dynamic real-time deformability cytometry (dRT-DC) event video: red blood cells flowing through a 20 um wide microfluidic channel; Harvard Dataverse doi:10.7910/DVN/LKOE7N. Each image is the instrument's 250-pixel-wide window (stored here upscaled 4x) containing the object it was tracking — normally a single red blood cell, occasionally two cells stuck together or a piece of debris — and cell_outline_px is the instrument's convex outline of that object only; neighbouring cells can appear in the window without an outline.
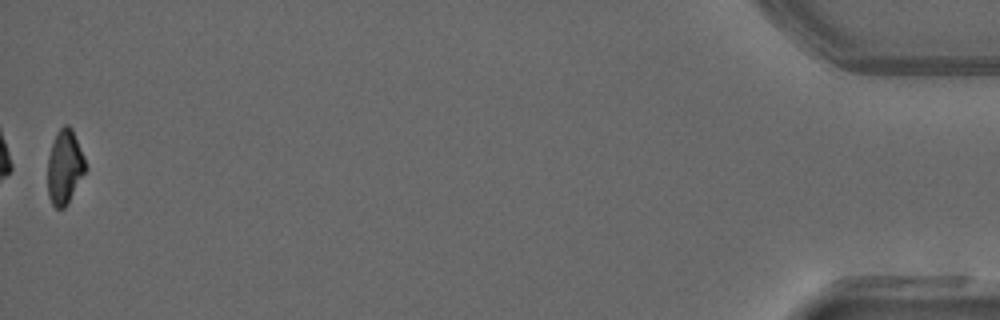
{"species": "common noctule bat (a hibernating species)", "species_latin": "Nyctalus noctula", "temperature_condition": "warm", "stored_images_in_passage": 51, "camera_frame_rate_fps": 3000, "um_per_image_px": 0.085, "animal": {"sex": "male", "forearm_length_mm": 52.5}, "frame": {"image": 1, "passage_image": 51, "time_ms": 16.667, "image_size_px": [1000, 320], "cell_outline_px": [[84, 172], [68, 204], [64, 208], [56, 208], [52, 204], [48, 196], [48, 156], [56, 132], [64, 124], [68, 124], [72, 128], [84, 156]], "centroid_in_image_um": [5.47, 14.18], "position_along_channel_um": 429.7, "area_um2": 16.18}, "authors_computed_cell_mechanics": {"area_um2": 18.8428, "velocity_mm_per_s": 4.0455, "shape_relaxation_time_tau1_ms": 6.1782, "shape_relaxation_time_tau2_ms": 3.6424, "deformation_change_tau1": 0.2074, "deformation_change_tau2": 0.085}}